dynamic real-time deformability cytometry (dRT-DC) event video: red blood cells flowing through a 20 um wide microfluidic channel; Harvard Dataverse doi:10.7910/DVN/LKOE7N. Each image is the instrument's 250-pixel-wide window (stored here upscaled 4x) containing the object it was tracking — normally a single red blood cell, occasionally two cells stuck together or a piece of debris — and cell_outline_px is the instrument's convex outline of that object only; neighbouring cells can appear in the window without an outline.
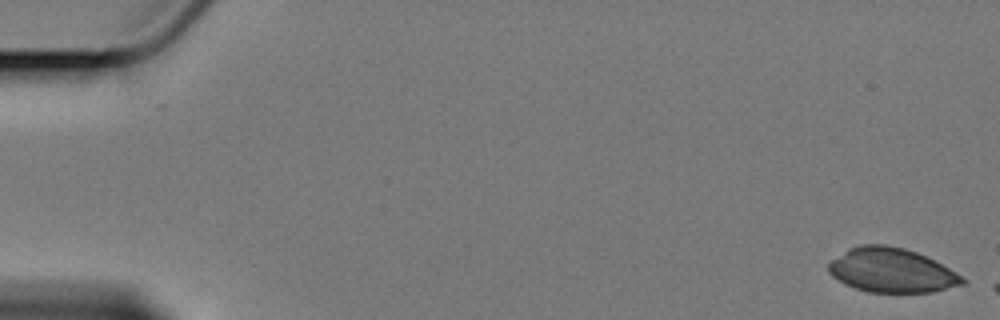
{"species": "Egyptian fruit bat (a non-hibernating species)", "species_latin": "Rousettus aegyptiacus", "temperature_condition": "cold", "stored_images_in_passage": 4, "camera_frame_rate_fps": 3000, "um_per_image_px": 0.085, "animal": {"sex": "female"}, "frame": {"image": 1, "passage_image": 1, "time_ms": 0.0, "image_size_px": [1000, 320], "cell_outline_px": [[968, 280], [964, 284], [932, 292], [868, 292], [844, 284], [832, 276], [828, 272], [828, 264], [832, 260], [848, 248], [860, 244], [884, 244], [904, 248], [916, 252], [948, 268]], "centroid_in_image_um": [75.75, 22.98], "position_along_channel_um": 9.2, "area_um2": 34.39}}